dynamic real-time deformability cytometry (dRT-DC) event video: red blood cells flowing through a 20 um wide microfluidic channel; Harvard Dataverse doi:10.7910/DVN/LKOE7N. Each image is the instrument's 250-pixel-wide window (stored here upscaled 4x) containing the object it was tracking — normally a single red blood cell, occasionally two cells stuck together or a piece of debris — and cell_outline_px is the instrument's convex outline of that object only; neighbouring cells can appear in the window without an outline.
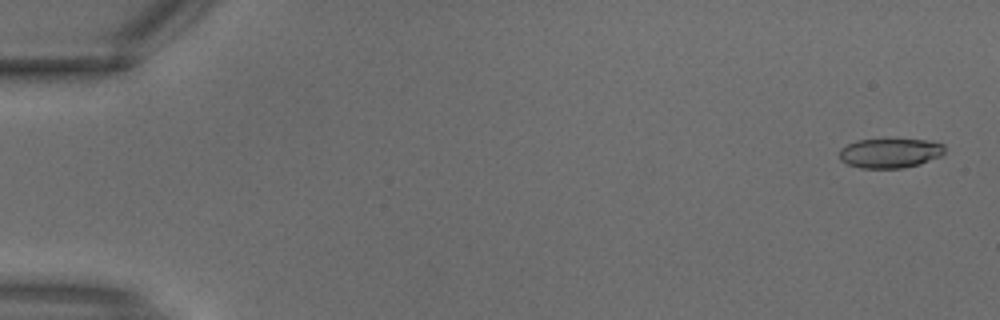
{"species": "common noctule bat (a hibernating species)", "species_latin": "Nyctalus noctula", "temperature_condition": "warm", "stored_images_in_passage": 4, "camera_frame_rate_fps": 3000, "um_per_image_px": 0.085, "animal": {"sex": "male", "body_mass_g": 18.8}, "frame": {"image": 1, "passage_image": 1, "time_ms": 0.0, "image_size_px": [1000, 320], "cell_outline_px": [[944, 152], [940, 156], [920, 164], [904, 168], [860, 168], [848, 164], [840, 160], [840, 148], [856, 140], [884, 136], [928, 140], [944, 144]], "centroid_in_image_um": [75.64, 12.95], "position_along_channel_um": 9.4, "area_um2": 19.07}}